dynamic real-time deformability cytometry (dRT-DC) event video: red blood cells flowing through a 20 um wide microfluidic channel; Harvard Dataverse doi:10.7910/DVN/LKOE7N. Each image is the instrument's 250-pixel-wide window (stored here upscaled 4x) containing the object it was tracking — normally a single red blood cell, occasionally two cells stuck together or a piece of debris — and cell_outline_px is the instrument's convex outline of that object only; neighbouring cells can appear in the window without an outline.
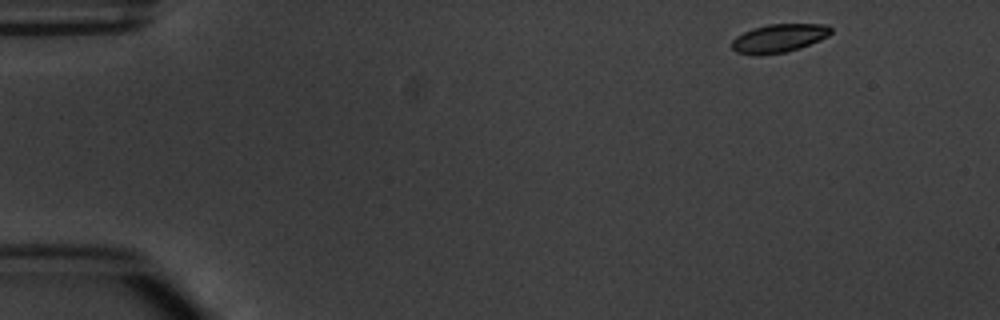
{"species": "common noctule bat (a hibernating species)", "species_latin": "Nyctalus noctula", "temperature_condition": "warm", "stored_images_in_passage": 4, "camera_frame_rate_fps": 3000, "um_per_image_px": 0.085, "animal": {"sex": "male", "body_mass_g": 20.1, "forearm_length_mm": 53.5}, "frame": {"image": 1, "passage_image": 1, "time_ms": 0.0, "image_size_px": [1000, 320], "cell_outline_px": [[832, 32], [828, 36], [820, 40], [800, 48], [784, 52], [756, 56], [736, 52], [732, 48], [732, 40], [736, 36], [752, 28], [768, 24], [828, 24], [832, 28]], "centroid_in_image_um": [66.21, 3.25], "position_along_channel_um": 18.8, "area_um2": 16.53}}
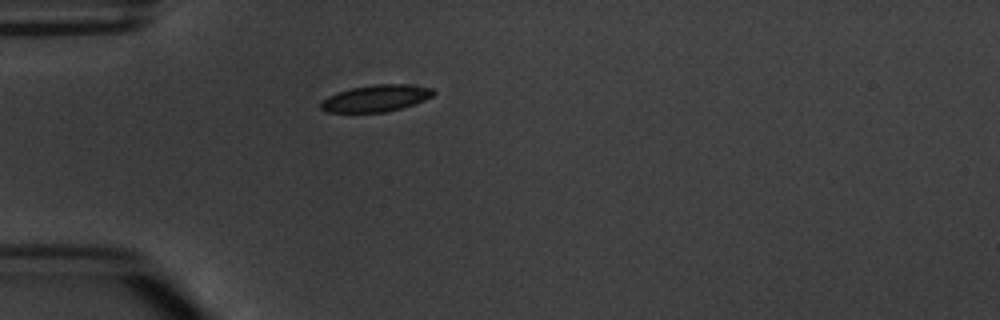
{"frame": {"image": 2, "passage_image": 4, "time_ms": 3.333, "image_size_px": [1000, 320], "cell_outline_px": [[436, 92], [432, 96], [424, 100], [400, 108], [384, 112], [324, 112], [320, 108], [320, 104], [328, 96], [352, 88], [376, 84], [404, 84], [432, 88]], "centroid_in_image_um": [31.95, 8.35], "position_along_channel_um": 53.0, "area_um2": 17.22}}